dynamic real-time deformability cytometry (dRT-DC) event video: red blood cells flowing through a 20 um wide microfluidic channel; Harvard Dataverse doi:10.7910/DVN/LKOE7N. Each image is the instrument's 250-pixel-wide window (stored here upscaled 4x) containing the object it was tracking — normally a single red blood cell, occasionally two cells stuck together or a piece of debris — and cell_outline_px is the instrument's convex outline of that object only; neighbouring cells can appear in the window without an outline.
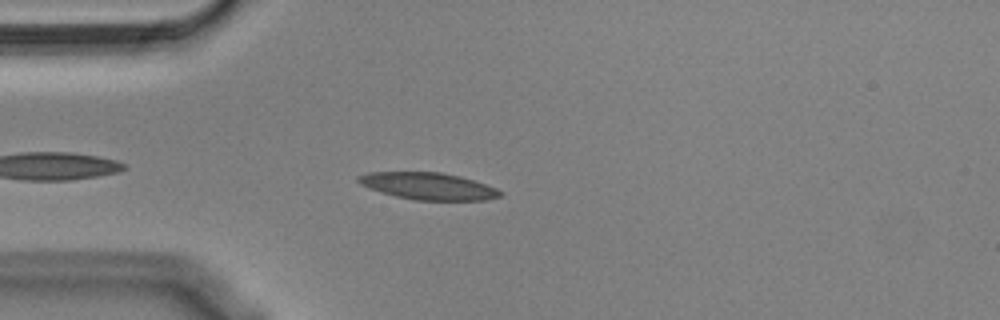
{"species": "Egyptian fruit bat (a non-hibernating species)", "species_latin": "Rousettus aegyptiacus", "temperature_condition": "cold", "stored_images_in_passage": 29, "camera_frame_rate_fps": 3000, "um_per_image_px": 0.085, "animal": {"sex": "male"}, "frame": {"image": 1, "passage_image": 4, "time_ms": 1.0, "image_size_px": [1000, 320], "cell_outline_px": [[504, 192], [500, 196], [488, 200], [416, 200], [396, 196], [380, 192], [368, 188], [360, 184], [356, 180], [356, 176], [368, 172], [440, 172], [460, 176], [496, 188]], "centroid_in_image_um": [36.37, 15.82], "position_along_channel_um": 48.6, "area_um2": 22.31}}
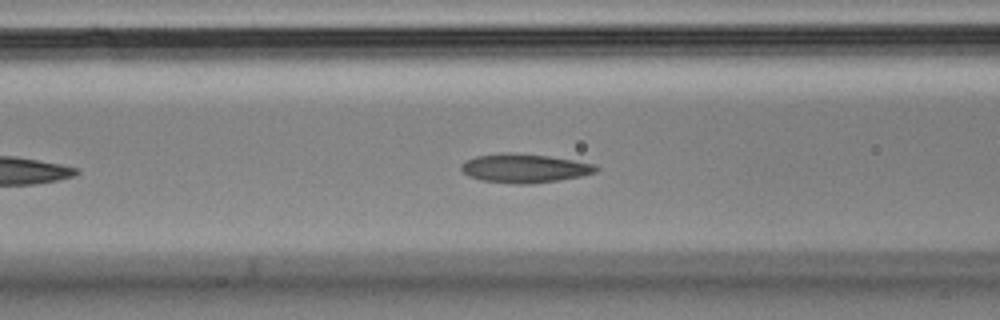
{"frame": {"image": 2, "passage_image": 11, "time_ms": 3.333, "image_size_px": [1000, 320], "cell_outline_px": [[600, 168], [596, 172], [580, 176], [560, 180], [532, 184], [512, 184], [480, 180], [468, 176], [460, 168], [460, 164], [464, 160], [476, 156], [500, 152], [512, 152], [548, 156], [596, 164]], "centroid_in_image_um": [44.55, 14.3], "position_along_channel_um": 122.1, "area_um2": 23.0}}
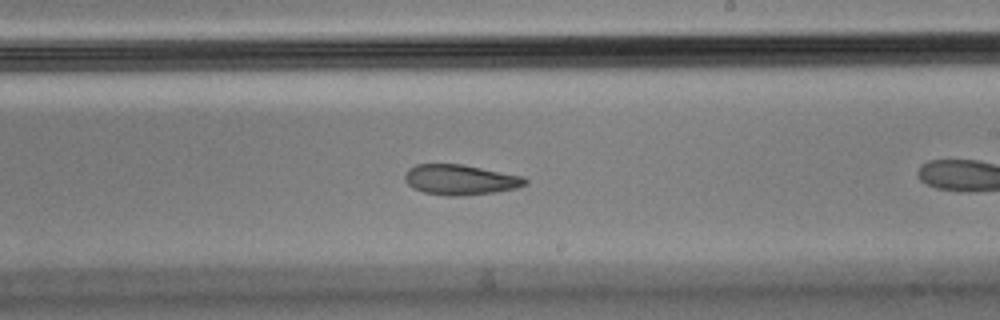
{"frame": {"image": 3, "passage_image": 18, "time_ms": 5.667, "image_size_px": [1000, 320], "cell_outline_px": [[528, 184], [520, 188], [496, 192], [460, 196], [444, 196], [424, 192], [412, 188], [404, 180], [404, 172], [408, 168], [416, 164], [460, 164], [524, 176], [528, 180]], "centroid_in_image_um": [39.13, 15.28], "position_along_channel_um": 249.9, "area_um2": 21.56}}